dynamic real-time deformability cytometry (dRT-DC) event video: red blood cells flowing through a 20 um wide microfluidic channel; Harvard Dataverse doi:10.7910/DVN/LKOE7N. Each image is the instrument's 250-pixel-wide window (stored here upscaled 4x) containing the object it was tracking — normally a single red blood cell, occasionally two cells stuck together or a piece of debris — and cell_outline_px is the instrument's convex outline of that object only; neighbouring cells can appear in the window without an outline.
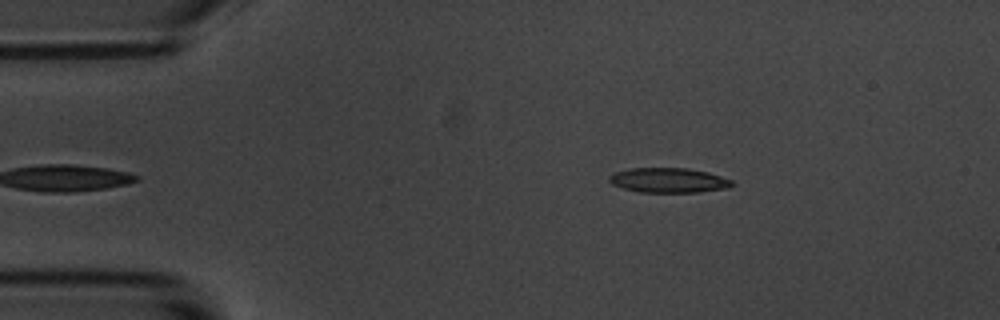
{"species": "common noctule bat (a hibernating species)", "species_latin": "Nyctalus noctula", "temperature_condition": "room temperature", "stored_images_in_passage": 3, "camera_frame_rate_fps": 3000, "um_per_image_px": 0.085, "animal": {"sex": "male", "body_mass_g": 20.1, "forearm_length_mm": 53.5}, "frame": {"image": 1, "passage_image": 1, "time_ms": 0.0, "image_size_px": [1000, 320], "cell_outline_px": [[732, 184], [728, 188], [696, 192], [640, 192], [624, 188], [612, 184], [608, 180], [608, 176], [616, 172], [632, 168], [688, 168], [708, 172], [732, 180]], "centroid_in_image_um": [56.82, 15.32], "position_along_channel_um": 28.2, "area_um2": 17.57}}
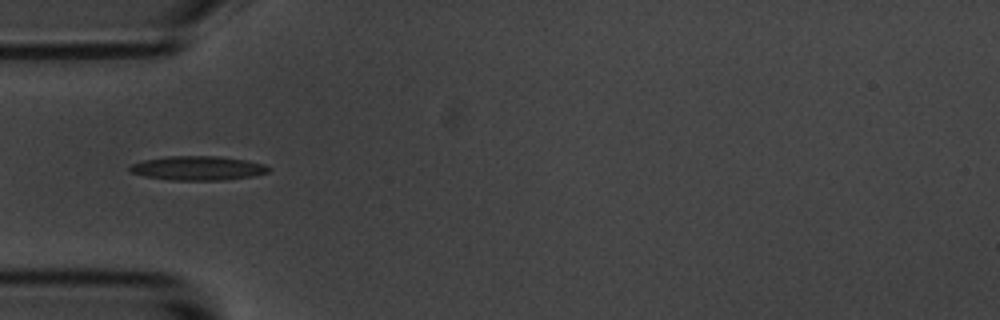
{"frame": {"image": 2, "passage_image": 3, "time_ms": 2.667, "image_size_px": [1000, 320], "cell_outline_px": [[268, 172], [252, 176], [224, 180], [168, 180], [144, 176], [132, 172], [128, 168], [132, 164], [144, 160], [168, 156], [220, 156], [248, 160], [264, 164], [268, 168]], "centroid_in_image_um": [16.81, 14.29], "position_along_channel_um": 68.2, "area_um2": 19.48}}